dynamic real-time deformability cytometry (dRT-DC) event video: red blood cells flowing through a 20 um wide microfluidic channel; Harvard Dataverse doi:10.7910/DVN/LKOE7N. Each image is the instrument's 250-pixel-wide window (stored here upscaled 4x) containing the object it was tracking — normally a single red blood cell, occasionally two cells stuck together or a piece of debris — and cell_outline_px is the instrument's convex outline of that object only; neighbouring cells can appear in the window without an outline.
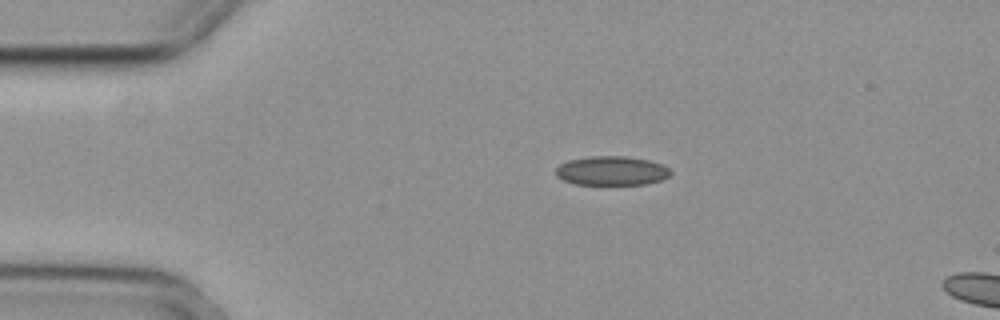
{"species": "common noctule bat (a hibernating species)", "species_latin": "Nyctalus noctula", "temperature_condition": "cold", "stored_images_in_passage": 5, "camera_frame_rate_fps": 3000, "um_per_image_px": 0.085, "animal": {"sex": "female", "body_mass_g": 29.2, "forearm_length_mm": 56.3}, "frame": {"image": 1, "passage_image": 1, "time_ms": 0.0, "image_size_px": [1000, 320], "cell_outline_px": [[672, 172], [668, 176], [660, 180], [644, 184], [576, 184], [564, 180], [556, 176], [556, 168], [560, 164], [568, 160], [588, 156], [624, 156], [648, 160], [664, 164]], "centroid_in_image_um": [51.98, 14.5], "position_along_channel_um": 33.0, "area_um2": 19.42}}